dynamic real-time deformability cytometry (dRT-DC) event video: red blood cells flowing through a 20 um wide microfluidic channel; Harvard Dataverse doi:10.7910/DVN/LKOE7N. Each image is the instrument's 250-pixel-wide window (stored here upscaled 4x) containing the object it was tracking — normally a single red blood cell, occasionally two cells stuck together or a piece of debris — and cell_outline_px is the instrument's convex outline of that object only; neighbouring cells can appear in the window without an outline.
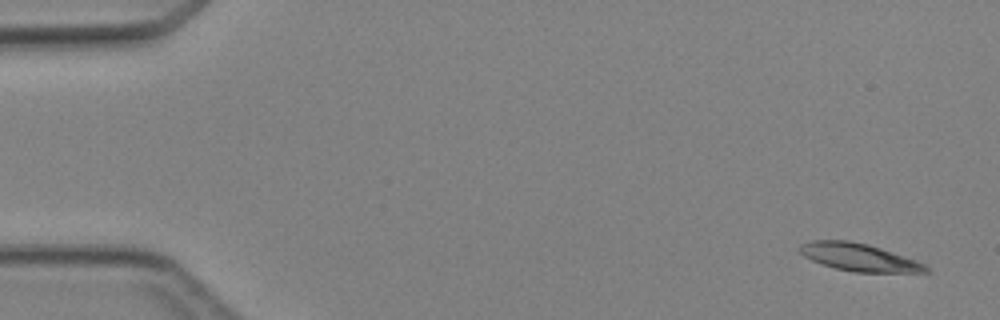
{"species": "Egyptian fruit bat (a non-hibernating species)", "species_latin": "Rousettus aegyptiacus", "temperature_condition": "cold", "stored_images_in_passage": 5, "camera_frame_rate_fps": 3000, "um_per_image_px": 0.085, "animal": {"sex": "female"}, "frame": {"image": 1, "passage_image": 1, "time_ms": 0.0, "image_size_px": [1000, 320], "cell_outline_px": [[932, 272], [852, 272], [836, 268], [812, 260], [804, 256], [800, 252], [800, 244], [812, 240], [848, 240], [868, 244], [916, 260], [924, 264]], "centroid_in_image_um": [73.01, 21.86], "position_along_channel_um": 12.0, "area_um2": 20.06}}
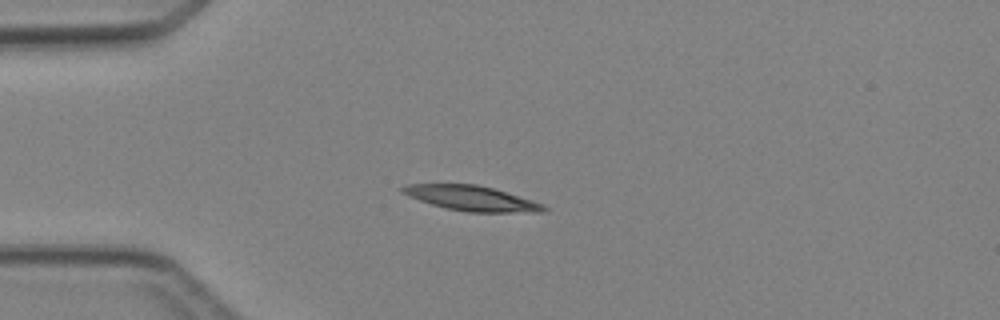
{"frame": {"image": 2, "passage_image": 4, "time_ms": 3.333, "image_size_px": [1000, 320], "cell_outline_px": [[548, 208], [544, 212], [468, 212], [444, 208], [408, 196], [400, 192], [400, 188], [408, 184], [476, 184], [492, 188], [532, 200], [544, 204]], "centroid_in_image_um": [40.08, 16.86], "position_along_channel_um": 44.9, "area_um2": 20.46}}